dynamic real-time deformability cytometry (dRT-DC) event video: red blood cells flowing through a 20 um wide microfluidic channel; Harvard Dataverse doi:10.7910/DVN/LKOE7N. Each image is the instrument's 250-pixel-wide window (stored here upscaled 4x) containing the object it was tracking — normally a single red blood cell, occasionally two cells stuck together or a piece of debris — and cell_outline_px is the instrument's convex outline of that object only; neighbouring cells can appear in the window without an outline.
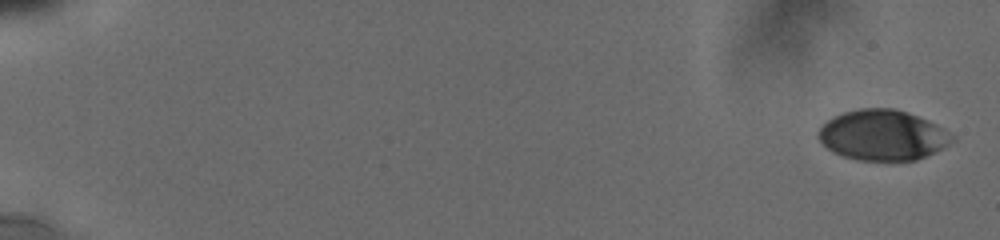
{"species": "human", "species_latin": "Homo sapiens", "temperature_condition": "cold", "stored_images_in_passage": 11, "camera_frame_rate_fps": 3000, "um_per_image_px": 0.085, "donor": {"sex": "male"}, "frame": {"image": 1, "passage_image": 1, "time_ms": 0.0, "image_size_px": [1000, 240], "cell_outline_px": [[956, 140], [944, 148], [916, 160], [856, 160], [832, 152], [820, 140], [816, 132], [832, 116], [844, 112], [860, 108], [892, 108], [928, 120], [936, 124], [956, 136]], "centroid_in_image_um": [75.04, 11.49], "position_along_channel_um": 10.0, "area_um2": 39.25}}
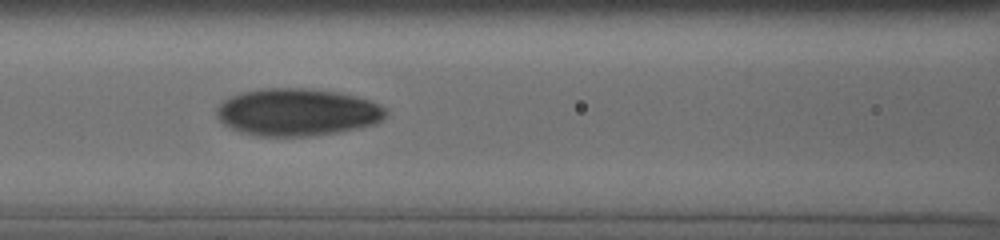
{"frame": {"image": 2, "passage_image": 10, "time_ms": 8.667, "image_size_px": [1000, 240], "cell_outline_px": [[388, 112], [376, 124], [360, 128], [340, 132], [312, 136], [256, 136], [240, 132], [224, 124], [216, 116], [216, 108], [224, 100], [232, 96], [244, 92], [264, 88], [300, 88], [332, 92], [352, 96], [368, 100], [384, 108]], "centroid_in_image_um": [25.23, 9.56], "position_along_channel_um": 141.4, "area_um2": 46.3}}